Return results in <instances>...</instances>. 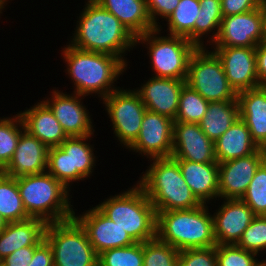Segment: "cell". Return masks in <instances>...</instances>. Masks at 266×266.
<instances>
[{
    "mask_svg": "<svg viewBox=\"0 0 266 266\" xmlns=\"http://www.w3.org/2000/svg\"><path fill=\"white\" fill-rule=\"evenodd\" d=\"M79 20L73 44L70 45L116 56L126 65L121 55L137 42L115 15L96 1L89 0Z\"/></svg>",
    "mask_w": 266,
    "mask_h": 266,
    "instance_id": "cell-1",
    "label": "cell"
},
{
    "mask_svg": "<svg viewBox=\"0 0 266 266\" xmlns=\"http://www.w3.org/2000/svg\"><path fill=\"white\" fill-rule=\"evenodd\" d=\"M205 204L187 210L156 211V237L178 251L216 246L213 217Z\"/></svg>",
    "mask_w": 266,
    "mask_h": 266,
    "instance_id": "cell-2",
    "label": "cell"
},
{
    "mask_svg": "<svg viewBox=\"0 0 266 266\" xmlns=\"http://www.w3.org/2000/svg\"><path fill=\"white\" fill-rule=\"evenodd\" d=\"M152 160L153 164L143 175L139 185L155 211L187 210L202 205L185 182L174 158Z\"/></svg>",
    "mask_w": 266,
    "mask_h": 266,
    "instance_id": "cell-3",
    "label": "cell"
},
{
    "mask_svg": "<svg viewBox=\"0 0 266 266\" xmlns=\"http://www.w3.org/2000/svg\"><path fill=\"white\" fill-rule=\"evenodd\" d=\"M64 49L68 73L75 81L74 94L86 96V94L98 92L101 98H105L116 90L114 87L111 89L110 86L126 67L118 57L107 53L81 50L70 44Z\"/></svg>",
    "mask_w": 266,
    "mask_h": 266,
    "instance_id": "cell-4",
    "label": "cell"
},
{
    "mask_svg": "<svg viewBox=\"0 0 266 266\" xmlns=\"http://www.w3.org/2000/svg\"><path fill=\"white\" fill-rule=\"evenodd\" d=\"M17 185L27 214L46 223L72 219L68 188L48 172L17 178ZM69 202V203H68Z\"/></svg>",
    "mask_w": 266,
    "mask_h": 266,
    "instance_id": "cell-5",
    "label": "cell"
},
{
    "mask_svg": "<svg viewBox=\"0 0 266 266\" xmlns=\"http://www.w3.org/2000/svg\"><path fill=\"white\" fill-rule=\"evenodd\" d=\"M137 243L156 237V211L139 185L96 206Z\"/></svg>",
    "mask_w": 266,
    "mask_h": 266,
    "instance_id": "cell-6",
    "label": "cell"
},
{
    "mask_svg": "<svg viewBox=\"0 0 266 266\" xmlns=\"http://www.w3.org/2000/svg\"><path fill=\"white\" fill-rule=\"evenodd\" d=\"M44 240L52 249L54 266H98L99 255L74 217L47 223Z\"/></svg>",
    "mask_w": 266,
    "mask_h": 266,
    "instance_id": "cell-7",
    "label": "cell"
},
{
    "mask_svg": "<svg viewBox=\"0 0 266 266\" xmlns=\"http://www.w3.org/2000/svg\"><path fill=\"white\" fill-rule=\"evenodd\" d=\"M186 84L209 102L237 100L238 97L217 54L205 52L203 46L197 47L190 58Z\"/></svg>",
    "mask_w": 266,
    "mask_h": 266,
    "instance_id": "cell-8",
    "label": "cell"
},
{
    "mask_svg": "<svg viewBox=\"0 0 266 266\" xmlns=\"http://www.w3.org/2000/svg\"><path fill=\"white\" fill-rule=\"evenodd\" d=\"M159 30L157 28L138 36L136 42H150L152 67L157 72L155 77L186 80L188 64L197 46L181 36L154 37Z\"/></svg>",
    "mask_w": 266,
    "mask_h": 266,
    "instance_id": "cell-9",
    "label": "cell"
},
{
    "mask_svg": "<svg viewBox=\"0 0 266 266\" xmlns=\"http://www.w3.org/2000/svg\"><path fill=\"white\" fill-rule=\"evenodd\" d=\"M90 136L68 137L59 146L49 148L47 172L66 188L69 182L79 181L92 173L95 161L93 149L84 143Z\"/></svg>",
    "mask_w": 266,
    "mask_h": 266,
    "instance_id": "cell-10",
    "label": "cell"
},
{
    "mask_svg": "<svg viewBox=\"0 0 266 266\" xmlns=\"http://www.w3.org/2000/svg\"><path fill=\"white\" fill-rule=\"evenodd\" d=\"M115 135L129 147L138 137L147 108L137 91L115 90L103 98Z\"/></svg>",
    "mask_w": 266,
    "mask_h": 266,
    "instance_id": "cell-11",
    "label": "cell"
},
{
    "mask_svg": "<svg viewBox=\"0 0 266 266\" xmlns=\"http://www.w3.org/2000/svg\"><path fill=\"white\" fill-rule=\"evenodd\" d=\"M266 38L263 16L260 8L252 11L223 16L216 46L256 47Z\"/></svg>",
    "mask_w": 266,
    "mask_h": 266,
    "instance_id": "cell-12",
    "label": "cell"
},
{
    "mask_svg": "<svg viewBox=\"0 0 266 266\" xmlns=\"http://www.w3.org/2000/svg\"><path fill=\"white\" fill-rule=\"evenodd\" d=\"M214 52L237 94L261 86L257 74L256 47L216 46Z\"/></svg>",
    "mask_w": 266,
    "mask_h": 266,
    "instance_id": "cell-13",
    "label": "cell"
},
{
    "mask_svg": "<svg viewBox=\"0 0 266 266\" xmlns=\"http://www.w3.org/2000/svg\"><path fill=\"white\" fill-rule=\"evenodd\" d=\"M266 160V149L259 148L255 153L241 158L218 163L219 197L241 199L255 175L258 167Z\"/></svg>",
    "mask_w": 266,
    "mask_h": 266,
    "instance_id": "cell-14",
    "label": "cell"
},
{
    "mask_svg": "<svg viewBox=\"0 0 266 266\" xmlns=\"http://www.w3.org/2000/svg\"><path fill=\"white\" fill-rule=\"evenodd\" d=\"M173 123L174 120L167 116L146 110L140 133L129 148L153 159L171 157Z\"/></svg>",
    "mask_w": 266,
    "mask_h": 266,
    "instance_id": "cell-15",
    "label": "cell"
},
{
    "mask_svg": "<svg viewBox=\"0 0 266 266\" xmlns=\"http://www.w3.org/2000/svg\"><path fill=\"white\" fill-rule=\"evenodd\" d=\"M175 160L197 163H218L214 141L210 140L198 123H173V150Z\"/></svg>",
    "mask_w": 266,
    "mask_h": 266,
    "instance_id": "cell-16",
    "label": "cell"
},
{
    "mask_svg": "<svg viewBox=\"0 0 266 266\" xmlns=\"http://www.w3.org/2000/svg\"><path fill=\"white\" fill-rule=\"evenodd\" d=\"M74 218L86 230L89 242L99 255L112 248L126 247L136 243L130 235L110 220L97 207Z\"/></svg>",
    "mask_w": 266,
    "mask_h": 266,
    "instance_id": "cell-17",
    "label": "cell"
},
{
    "mask_svg": "<svg viewBox=\"0 0 266 266\" xmlns=\"http://www.w3.org/2000/svg\"><path fill=\"white\" fill-rule=\"evenodd\" d=\"M222 208L213 216L217 245L237 244L243 232L255 218L253 210L242 199H225Z\"/></svg>",
    "mask_w": 266,
    "mask_h": 266,
    "instance_id": "cell-18",
    "label": "cell"
},
{
    "mask_svg": "<svg viewBox=\"0 0 266 266\" xmlns=\"http://www.w3.org/2000/svg\"><path fill=\"white\" fill-rule=\"evenodd\" d=\"M9 164L1 171L10 178H20L45 172L49 148L25 128Z\"/></svg>",
    "mask_w": 266,
    "mask_h": 266,
    "instance_id": "cell-19",
    "label": "cell"
},
{
    "mask_svg": "<svg viewBox=\"0 0 266 266\" xmlns=\"http://www.w3.org/2000/svg\"><path fill=\"white\" fill-rule=\"evenodd\" d=\"M186 80L153 77L136 90L148 111L175 120L180 94Z\"/></svg>",
    "mask_w": 266,
    "mask_h": 266,
    "instance_id": "cell-20",
    "label": "cell"
},
{
    "mask_svg": "<svg viewBox=\"0 0 266 266\" xmlns=\"http://www.w3.org/2000/svg\"><path fill=\"white\" fill-rule=\"evenodd\" d=\"M81 96L83 95L76 93L74 96H69L54 91L52 101H43L50 108L68 137L93 134L90 116L78 99Z\"/></svg>",
    "mask_w": 266,
    "mask_h": 266,
    "instance_id": "cell-21",
    "label": "cell"
},
{
    "mask_svg": "<svg viewBox=\"0 0 266 266\" xmlns=\"http://www.w3.org/2000/svg\"><path fill=\"white\" fill-rule=\"evenodd\" d=\"M240 118L259 148L266 149V85L242 91L237 97Z\"/></svg>",
    "mask_w": 266,
    "mask_h": 266,
    "instance_id": "cell-22",
    "label": "cell"
},
{
    "mask_svg": "<svg viewBox=\"0 0 266 266\" xmlns=\"http://www.w3.org/2000/svg\"><path fill=\"white\" fill-rule=\"evenodd\" d=\"M46 226L38 218L8 223L0 232V262L20 248L39 246L44 241Z\"/></svg>",
    "mask_w": 266,
    "mask_h": 266,
    "instance_id": "cell-23",
    "label": "cell"
},
{
    "mask_svg": "<svg viewBox=\"0 0 266 266\" xmlns=\"http://www.w3.org/2000/svg\"><path fill=\"white\" fill-rule=\"evenodd\" d=\"M25 130L48 148L57 147L68 136L50 108L43 102L20 113Z\"/></svg>",
    "mask_w": 266,
    "mask_h": 266,
    "instance_id": "cell-24",
    "label": "cell"
},
{
    "mask_svg": "<svg viewBox=\"0 0 266 266\" xmlns=\"http://www.w3.org/2000/svg\"><path fill=\"white\" fill-rule=\"evenodd\" d=\"M185 182L192 193L202 203L219 197L218 163H197L188 160H176Z\"/></svg>",
    "mask_w": 266,
    "mask_h": 266,
    "instance_id": "cell-25",
    "label": "cell"
},
{
    "mask_svg": "<svg viewBox=\"0 0 266 266\" xmlns=\"http://www.w3.org/2000/svg\"><path fill=\"white\" fill-rule=\"evenodd\" d=\"M94 1L115 15L135 38L156 29L147 12L146 0Z\"/></svg>",
    "mask_w": 266,
    "mask_h": 266,
    "instance_id": "cell-26",
    "label": "cell"
},
{
    "mask_svg": "<svg viewBox=\"0 0 266 266\" xmlns=\"http://www.w3.org/2000/svg\"><path fill=\"white\" fill-rule=\"evenodd\" d=\"M214 148L218 163L248 156L259 149L241 118H238L223 135L214 141Z\"/></svg>",
    "mask_w": 266,
    "mask_h": 266,
    "instance_id": "cell-27",
    "label": "cell"
},
{
    "mask_svg": "<svg viewBox=\"0 0 266 266\" xmlns=\"http://www.w3.org/2000/svg\"><path fill=\"white\" fill-rule=\"evenodd\" d=\"M240 118L238 100L209 102L207 111L198 123L205 135L216 141Z\"/></svg>",
    "mask_w": 266,
    "mask_h": 266,
    "instance_id": "cell-28",
    "label": "cell"
},
{
    "mask_svg": "<svg viewBox=\"0 0 266 266\" xmlns=\"http://www.w3.org/2000/svg\"><path fill=\"white\" fill-rule=\"evenodd\" d=\"M0 215L7 223L31 218L23 205L17 180L0 171Z\"/></svg>",
    "mask_w": 266,
    "mask_h": 266,
    "instance_id": "cell-29",
    "label": "cell"
},
{
    "mask_svg": "<svg viewBox=\"0 0 266 266\" xmlns=\"http://www.w3.org/2000/svg\"><path fill=\"white\" fill-rule=\"evenodd\" d=\"M199 12V0H180L167 19L169 22V35L181 36L192 42V30Z\"/></svg>",
    "mask_w": 266,
    "mask_h": 266,
    "instance_id": "cell-30",
    "label": "cell"
},
{
    "mask_svg": "<svg viewBox=\"0 0 266 266\" xmlns=\"http://www.w3.org/2000/svg\"><path fill=\"white\" fill-rule=\"evenodd\" d=\"M200 12L197 15L194 29L192 30V43L197 47H202L201 35L207 34L214 28L217 32L212 36V42L217 38L220 23L223 18L221 12V0H199Z\"/></svg>",
    "mask_w": 266,
    "mask_h": 266,
    "instance_id": "cell-31",
    "label": "cell"
},
{
    "mask_svg": "<svg viewBox=\"0 0 266 266\" xmlns=\"http://www.w3.org/2000/svg\"><path fill=\"white\" fill-rule=\"evenodd\" d=\"M209 101L187 84L182 88L174 122L199 123L207 111Z\"/></svg>",
    "mask_w": 266,
    "mask_h": 266,
    "instance_id": "cell-32",
    "label": "cell"
},
{
    "mask_svg": "<svg viewBox=\"0 0 266 266\" xmlns=\"http://www.w3.org/2000/svg\"><path fill=\"white\" fill-rule=\"evenodd\" d=\"M17 125L24 127L20 114L15 119H0V171L9 164L22 134Z\"/></svg>",
    "mask_w": 266,
    "mask_h": 266,
    "instance_id": "cell-33",
    "label": "cell"
},
{
    "mask_svg": "<svg viewBox=\"0 0 266 266\" xmlns=\"http://www.w3.org/2000/svg\"><path fill=\"white\" fill-rule=\"evenodd\" d=\"M98 266H143V243L103 251Z\"/></svg>",
    "mask_w": 266,
    "mask_h": 266,
    "instance_id": "cell-34",
    "label": "cell"
},
{
    "mask_svg": "<svg viewBox=\"0 0 266 266\" xmlns=\"http://www.w3.org/2000/svg\"><path fill=\"white\" fill-rule=\"evenodd\" d=\"M179 251L157 237L143 242V266H178Z\"/></svg>",
    "mask_w": 266,
    "mask_h": 266,
    "instance_id": "cell-35",
    "label": "cell"
},
{
    "mask_svg": "<svg viewBox=\"0 0 266 266\" xmlns=\"http://www.w3.org/2000/svg\"><path fill=\"white\" fill-rule=\"evenodd\" d=\"M256 216H266V160L258 167L241 198Z\"/></svg>",
    "mask_w": 266,
    "mask_h": 266,
    "instance_id": "cell-36",
    "label": "cell"
},
{
    "mask_svg": "<svg viewBox=\"0 0 266 266\" xmlns=\"http://www.w3.org/2000/svg\"><path fill=\"white\" fill-rule=\"evenodd\" d=\"M255 255L236 244L216 245L217 266H258Z\"/></svg>",
    "mask_w": 266,
    "mask_h": 266,
    "instance_id": "cell-37",
    "label": "cell"
},
{
    "mask_svg": "<svg viewBox=\"0 0 266 266\" xmlns=\"http://www.w3.org/2000/svg\"><path fill=\"white\" fill-rule=\"evenodd\" d=\"M253 253L266 249V216H255L236 244Z\"/></svg>",
    "mask_w": 266,
    "mask_h": 266,
    "instance_id": "cell-38",
    "label": "cell"
},
{
    "mask_svg": "<svg viewBox=\"0 0 266 266\" xmlns=\"http://www.w3.org/2000/svg\"><path fill=\"white\" fill-rule=\"evenodd\" d=\"M178 266H217L216 246L179 251Z\"/></svg>",
    "mask_w": 266,
    "mask_h": 266,
    "instance_id": "cell-39",
    "label": "cell"
},
{
    "mask_svg": "<svg viewBox=\"0 0 266 266\" xmlns=\"http://www.w3.org/2000/svg\"><path fill=\"white\" fill-rule=\"evenodd\" d=\"M180 0H146V8L153 26L159 27L156 22V15H160L166 19L172 14Z\"/></svg>",
    "mask_w": 266,
    "mask_h": 266,
    "instance_id": "cell-40",
    "label": "cell"
},
{
    "mask_svg": "<svg viewBox=\"0 0 266 266\" xmlns=\"http://www.w3.org/2000/svg\"><path fill=\"white\" fill-rule=\"evenodd\" d=\"M260 0H221L223 16L243 14L259 8Z\"/></svg>",
    "mask_w": 266,
    "mask_h": 266,
    "instance_id": "cell-41",
    "label": "cell"
},
{
    "mask_svg": "<svg viewBox=\"0 0 266 266\" xmlns=\"http://www.w3.org/2000/svg\"><path fill=\"white\" fill-rule=\"evenodd\" d=\"M37 247L38 246H27L20 248L8 255L1 262L4 266H28L33 258L34 250Z\"/></svg>",
    "mask_w": 266,
    "mask_h": 266,
    "instance_id": "cell-42",
    "label": "cell"
},
{
    "mask_svg": "<svg viewBox=\"0 0 266 266\" xmlns=\"http://www.w3.org/2000/svg\"><path fill=\"white\" fill-rule=\"evenodd\" d=\"M28 266H54L52 249L45 240L34 250Z\"/></svg>",
    "mask_w": 266,
    "mask_h": 266,
    "instance_id": "cell-43",
    "label": "cell"
},
{
    "mask_svg": "<svg viewBox=\"0 0 266 266\" xmlns=\"http://www.w3.org/2000/svg\"><path fill=\"white\" fill-rule=\"evenodd\" d=\"M256 65L260 85H266V38L256 46Z\"/></svg>",
    "mask_w": 266,
    "mask_h": 266,
    "instance_id": "cell-44",
    "label": "cell"
},
{
    "mask_svg": "<svg viewBox=\"0 0 266 266\" xmlns=\"http://www.w3.org/2000/svg\"><path fill=\"white\" fill-rule=\"evenodd\" d=\"M259 8L261 9V12H262L263 25H264V30L266 33V0H260Z\"/></svg>",
    "mask_w": 266,
    "mask_h": 266,
    "instance_id": "cell-45",
    "label": "cell"
},
{
    "mask_svg": "<svg viewBox=\"0 0 266 266\" xmlns=\"http://www.w3.org/2000/svg\"><path fill=\"white\" fill-rule=\"evenodd\" d=\"M6 220L0 215V232L7 226Z\"/></svg>",
    "mask_w": 266,
    "mask_h": 266,
    "instance_id": "cell-46",
    "label": "cell"
},
{
    "mask_svg": "<svg viewBox=\"0 0 266 266\" xmlns=\"http://www.w3.org/2000/svg\"><path fill=\"white\" fill-rule=\"evenodd\" d=\"M5 1H6V0H0V9L3 8V4L5 3ZM0 13H1V11H0Z\"/></svg>",
    "mask_w": 266,
    "mask_h": 266,
    "instance_id": "cell-47",
    "label": "cell"
},
{
    "mask_svg": "<svg viewBox=\"0 0 266 266\" xmlns=\"http://www.w3.org/2000/svg\"><path fill=\"white\" fill-rule=\"evenodd\" d=\"M258 266H266V261L260 262V264Z\"/></svg>",
    "mask_w": 266,
    "mask_h": 266,
    "instance_id": "cell-48",
    "label": "cell"
}]
</instances>
